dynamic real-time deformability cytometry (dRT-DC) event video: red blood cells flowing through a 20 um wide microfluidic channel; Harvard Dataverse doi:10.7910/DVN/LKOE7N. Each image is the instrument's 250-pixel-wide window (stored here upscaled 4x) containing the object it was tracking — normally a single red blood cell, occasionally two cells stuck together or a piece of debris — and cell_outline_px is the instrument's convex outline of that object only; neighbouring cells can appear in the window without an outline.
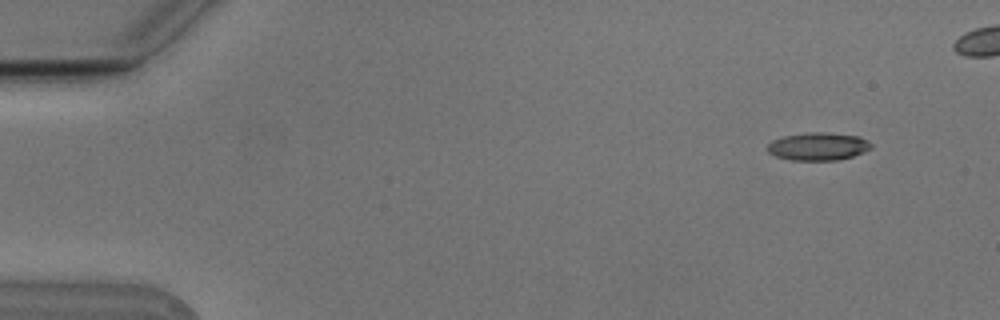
{"species": "Egyptian fruit bat (a non-hibernating species)", "species_latin": "Rousettus aegyptiacus", "temperature_condition": "cold", "stored_images_in_passage": 7, "camera_frame_rate_fps": 3000, "um_per_image_px": 0.085, "animal": {"sex": "male"}, "frame": {"image": 1, "passage_image": 2, "time_ms": 0.333, "image_size_px": [1000, 320], "cell_outline_px": [[872, 148], [864, 152], [852, 156], [836, 160], [792, 160], [776, 156], [768, 152], [768, 144], [772, 140], [784, 136], [808, 132], [820, 132], [860, 136], [872, 144]], "centroid_in_image_um": [69.55, 12.44], "position_along_channel_um": 15.5, "area_um2": 16.7}}